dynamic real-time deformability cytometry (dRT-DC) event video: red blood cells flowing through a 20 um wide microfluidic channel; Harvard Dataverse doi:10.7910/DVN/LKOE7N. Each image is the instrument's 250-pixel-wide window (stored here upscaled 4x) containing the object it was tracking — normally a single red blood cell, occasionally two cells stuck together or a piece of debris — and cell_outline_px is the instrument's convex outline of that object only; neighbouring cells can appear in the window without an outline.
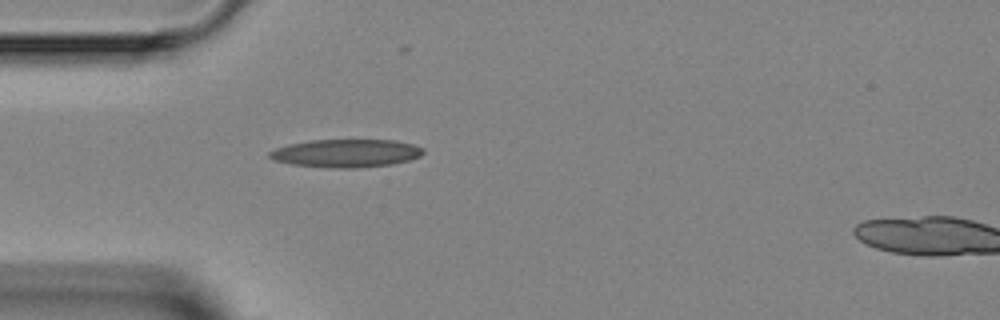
{"species": "Egyptian fruit bat (a non-hibernating species)", "species_latin": "Rousettus aegyptiacus", "temperature_condition": "room temperature", "stored_images_in_passage": 2, "camera_frame_rate_fps": 3000, "um_per_image_px": 0.085, "animal": {"sex": "female"}, "frame": {"image": 1, "passage_image": 1, "time_ms": 0.0, "image_size_px": [1000, 320], "cell_outline_px": [[424, 152], [420, 156], [408, 160], [392, 164], [356, 168], [332, 168], [292, 164], [272, 160], [268, 156], [268, 152], [276, 148], [288, 144], [312, 140], [392, 140], [412, 144], [424, 148]], "centroid_in_image_um": [29.39, 13.02], "position_along_channel_um": 55.6, "area_um2": 25.09}}